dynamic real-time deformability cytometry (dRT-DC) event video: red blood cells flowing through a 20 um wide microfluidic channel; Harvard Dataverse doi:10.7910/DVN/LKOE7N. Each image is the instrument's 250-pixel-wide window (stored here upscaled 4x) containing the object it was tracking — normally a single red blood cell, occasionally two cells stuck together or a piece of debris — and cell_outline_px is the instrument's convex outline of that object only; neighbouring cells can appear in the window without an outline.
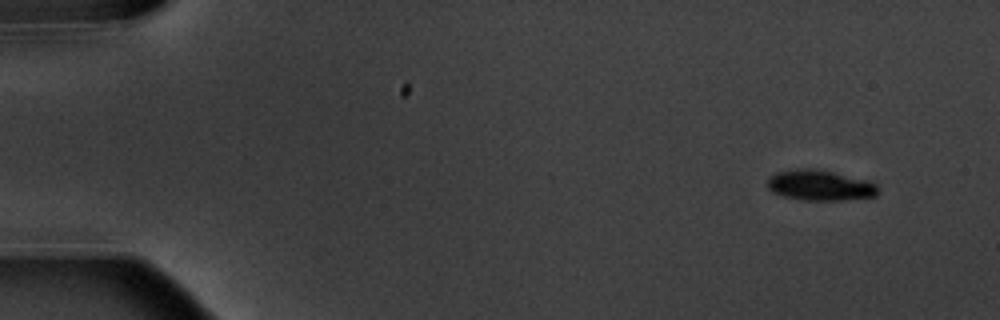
{"species": "common noctule bat (a hibernating species)", "species_latin": "Nyctalus noctula", "temperature_condition": "warm", "stored_images_in_passage": 4, "camera_frame_rate_fps": 3000, "um_per_image_px": 0.085, "animal": {"sex": "male", "body_mass_g": 20.1, "forearm_length_mm": 53.5}, "frame": {"image": 1, "passage_image": 1, "time_ms": 0.0, "image_size_px": [1000, 320], "cell_outline_px": [[880, 192], [876, 196], [840, 200], [804, 200], [784, 196], [772, 192], [768, 188], [768, 176], [776, 172], [804, 168], [808, 168], [832, 172], [868, 180], [876, 184], [880, 188]], "centroid_in_image_um": [69.72, 15.76], "position_along_channel_um": 15.3, "area_um2": 19.59}}
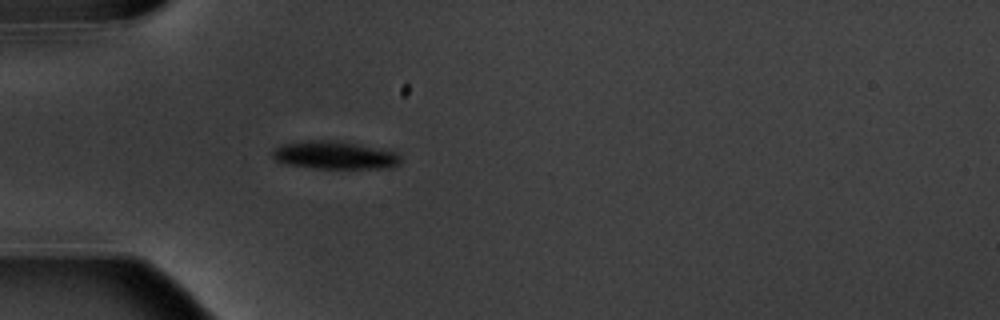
{"frame": {"image": 2, "passage_image": 4, "time_ms": 4.333, "image_size_px": [1000, 320], "cell_outline_px": [[400, 164], [388, 168], [312, 168], [284, 164], [276, 160], [272, 156], [272, 152], [276, 148], [284, 144], [308, 140], [336, 140], [396, 152], [400, 156]], "centroid_in_image_um": [28.43, 13.2], "position_along_channel_um": 56.6, "area_um2": 20.69}}